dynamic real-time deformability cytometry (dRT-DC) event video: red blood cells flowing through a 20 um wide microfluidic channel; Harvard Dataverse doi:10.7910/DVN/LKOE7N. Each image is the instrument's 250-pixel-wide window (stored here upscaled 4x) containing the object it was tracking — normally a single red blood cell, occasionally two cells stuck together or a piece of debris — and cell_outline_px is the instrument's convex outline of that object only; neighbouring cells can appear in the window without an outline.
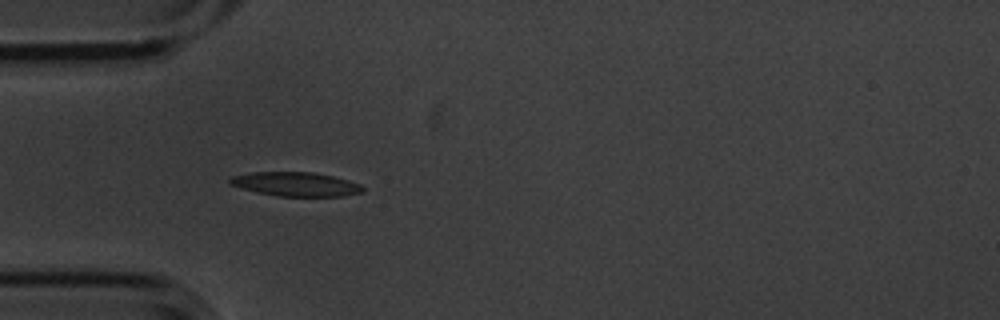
{"species": "common noctule bat (a hibernating species)", "species_latin": "Nyctalus noctula", "temperature_condition": "cold", "stored_images_in_passage": 5, "camera_frame_rate_fps": 3000, "um_per_image_px": 0.085, "animal": {"sex": "male", "body_mass_g": 20.1, "forearm_length_mm": 53.5}, "frame": {"image": 1, "passage_image": 5, "time_ms": 1.333, "image_size_px": [1000, 320], "cell_outline_px": [[364, 192], [344, 196], [276, 196], [256, 192], [228, 184], [228, 180], [232, 176], [252, 172], [312, 172], [332, 176], [348, 180], [360, 184], [364, 188]], "centroid_in_image_um": [25.13, 15.66], "position_along_channel_um": 59.9, "area_um2": 18.67}}